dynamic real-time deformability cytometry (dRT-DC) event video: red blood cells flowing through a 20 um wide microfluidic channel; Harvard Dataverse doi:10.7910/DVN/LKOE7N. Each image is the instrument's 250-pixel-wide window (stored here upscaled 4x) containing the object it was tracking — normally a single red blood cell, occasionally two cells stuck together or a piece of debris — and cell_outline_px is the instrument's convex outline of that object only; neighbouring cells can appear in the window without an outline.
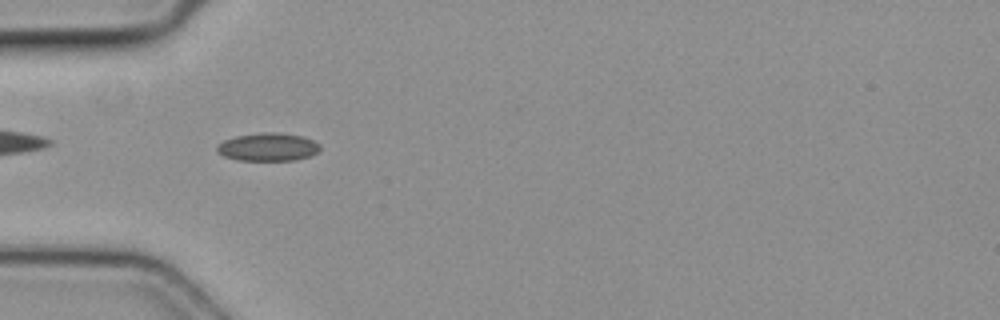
{"species": "common noctule bat (a hibernating species)", "species_latin": "Nyctalus noctula", "temperature_condition": "cold", "stored_images_in_passage": 40, "camera_frame_rate_fps": 3000, "um_per_image_px": 0.085, "animal": {"sex": "female", "body_mass_g": 19.3, "forearm_length_mm": 54.1}, "frame": {"image": 1, "passage_image": 3, "time_ms": 0.667, "image_size_px": [1000, 320], "cell_outline_px": [[320, 148], [316, 152], [308, 156], [296, 160], [236, 160], [224, 156], [216, 152], [216, 144], [224, 140], [236, 136], [264, 132], [276, 132], [304, 136], [320, 144]], "centroid_in_image_um": [22.74, 12.49], "position_along_channel_um": 62.3, "area_um2": 16.88}}
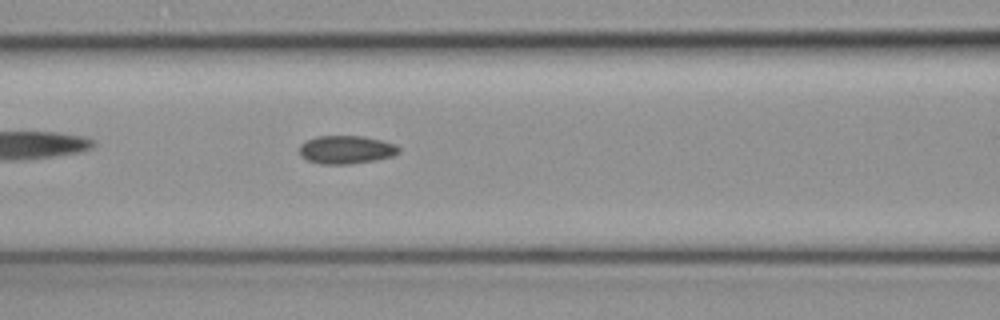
{"frame": {"image": 2, "passage_image": 9, "time_ms": 2.667, "image_size_px": [1000, 320], "cell_outline_px": [[400, 152], [392, 156], [376, 160], [348, 164], [320, 164], [308, 160], [300, 156], [300, 144], [316, 136], [364, 136], [396, 144], [400, 148]], "centroid_in_image_um": [29.43, 12.72], "position_along_channel_um": 137.2, "area_um2": 16.36}}
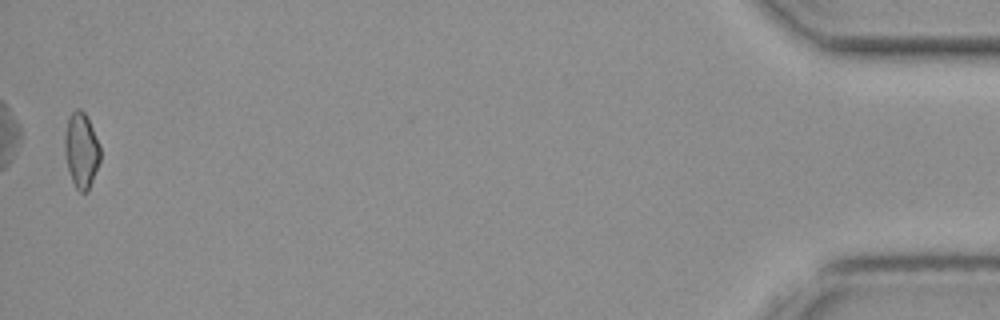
{"frame": {"image": 3, "passage_image": 39, "time_ms": 12.667, "image_size_px": [1000, 320], "cell_outline_px": [[100, 160], [88, 192], [80, 192], [76, 188], [72, 180], [68, 168], [64, 152], [64, 136], [68, 116], [76, 108], [80, 108], [84, 112], [92, 128], [100, 148]], "centroid_in_image_um": [6.89, 12.77], "position_along_channel_um": 428.3, "area_um2": 15.49}}